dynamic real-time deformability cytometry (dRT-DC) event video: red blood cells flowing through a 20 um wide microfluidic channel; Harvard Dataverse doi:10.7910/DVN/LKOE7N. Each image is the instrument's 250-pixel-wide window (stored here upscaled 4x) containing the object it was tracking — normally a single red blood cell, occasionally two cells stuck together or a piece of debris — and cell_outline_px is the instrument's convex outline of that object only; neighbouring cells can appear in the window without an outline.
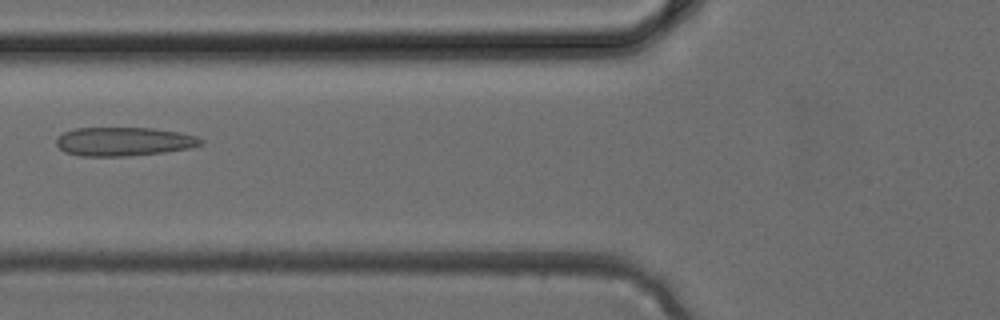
{"species": "common noctule bat (a hibernating species)", "species_latin": "Nyctalus noctula", "temperature_condition": "cold", "stored_images_in_passage": 3, "camera_frame_rate_fps": 3000, "um_per_image_px": 0.085, "animal": {"sex": "female", "body_mass_g": 24.6, "forearm_length_mm": 56.2}, "frame": {"image": 1, "passage_image": 3, "time_ms": 0.667, "image_size_px": [1000, 320], "cell_outline_px": [[204, 144], [192, 148], [164, 152], [128, 156], [80, 156], [64, 152], [56, 144], [56, 140], [64, 132], [72, 128], [152, 128], [180, 132], [196, 136], [204, 140]], "centroid_in_image_um": [10.55, 12.03], "position_along_channel_um": 115.2, "area_um2": 24.39}}